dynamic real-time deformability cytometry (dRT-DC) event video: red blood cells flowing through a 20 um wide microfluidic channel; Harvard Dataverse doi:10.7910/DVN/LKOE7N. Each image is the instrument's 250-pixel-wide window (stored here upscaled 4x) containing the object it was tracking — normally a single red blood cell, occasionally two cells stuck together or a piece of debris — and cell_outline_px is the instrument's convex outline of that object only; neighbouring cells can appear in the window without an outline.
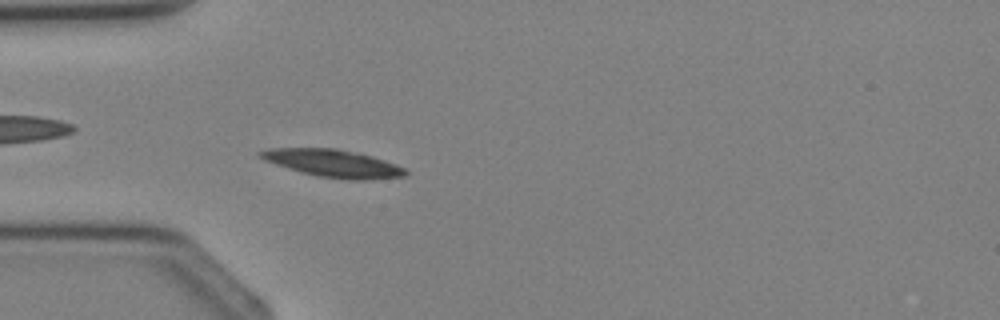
{"species": "Egyptian fruit bat (a non-hibernating species)", "species_latin": "Rousettus aegyptiacus", "temperature_condition": "cold", "stored_images_in_passage": 4, "camera_frame_rate_fps": 3000, "um_per_image_px": 0.085, "animal": {"sex": "female"}, "frame": {"image": 1, "passage_image": 4, "time_ms": 3.667, "image_size_px": [1000, 320], "cell_outline_px": [[408, 172], [404, 176], [368, 180], [348, 180], [320, 176], [288, 168], [264, 160], [256, 156], [256, 152], [268, 148], [336, 148], [360, 152], [396, 164], [404, 168]], "centroid_in_image_um": [28.3, 13.87], "position_along_channel_um": 56.7, "area_um2": 23.35}}